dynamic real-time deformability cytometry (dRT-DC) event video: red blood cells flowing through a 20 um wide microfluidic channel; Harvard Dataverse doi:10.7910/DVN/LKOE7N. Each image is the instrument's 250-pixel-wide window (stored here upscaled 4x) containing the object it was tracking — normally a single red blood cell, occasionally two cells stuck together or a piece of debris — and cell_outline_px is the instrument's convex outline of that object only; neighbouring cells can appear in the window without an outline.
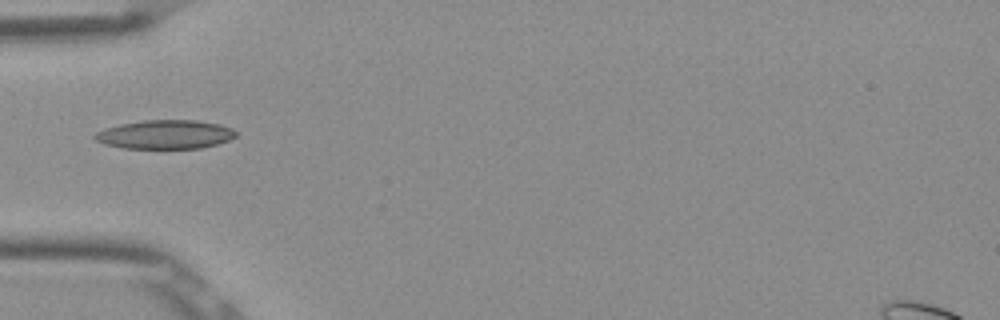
{"species": "Egyptian fruit bat (a non-hibernating species)", "species_latin": "Rousettus aegyptiacus", "temperature_condition": "room temperature", "stored_images_in_passage": 6, "camera_frame_rate_fps": 3000, "um_per_image_px": 0.085, "frame": {"image": 1, "passage_image": 5, "time_ms": 1.333, "image_size_px": [1000, 320], "cell_outline_px": [[236, 136], [228, 140], [216, 144], [200, 148], [124, 148], [104, 144], [96, 140], [92, 136], [96, 132], [104, 128], [120, 124], [144, 120], [196, 120], [220, 124], [232, 128], [236, 132]], "centroid_in_image_um": [14.02, 11.42], "position_along_channel_um": 71.0, "area_um2": 23.7}}
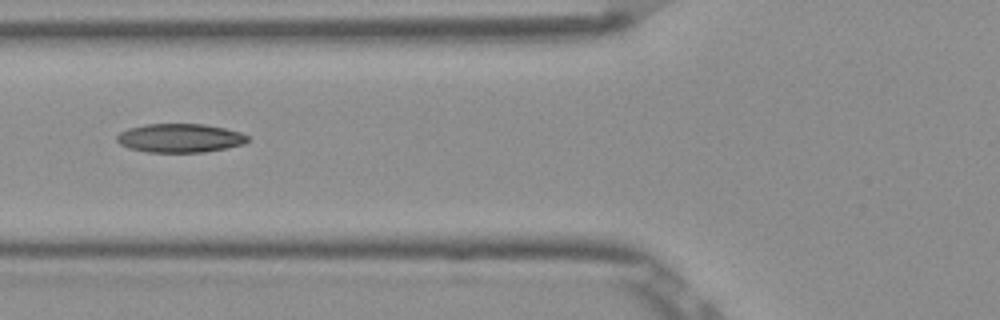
{"frame": {"image": 2, "passage_image": 6, "time_ms": 1.667, "image_size_px": [1000, 320], "cell_outline_px": [[248, 140], [244, 144], [228, 148], [204, 152], [144, 152], [128, 148], [120, 144], [116, 140], [116, 136], [120, 132], [128, 128], [144, 124], [204, 124], [224, 128], [240, 132], [248, 136]], "centroid_in_image_um": [15.27, 11.74], "position_along_channel_um": 110.5, "area_um2": 22.08}}